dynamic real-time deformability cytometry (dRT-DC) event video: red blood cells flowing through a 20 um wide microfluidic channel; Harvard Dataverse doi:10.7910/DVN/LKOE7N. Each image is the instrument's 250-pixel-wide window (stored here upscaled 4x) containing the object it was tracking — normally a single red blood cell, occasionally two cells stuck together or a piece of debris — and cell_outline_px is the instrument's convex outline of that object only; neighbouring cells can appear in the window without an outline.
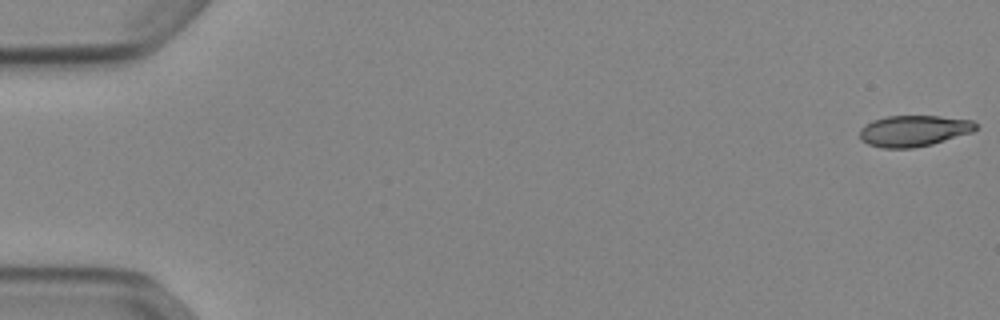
{"species": "Egyptian fruit bat (a non-hibernating species)", "species_latin": "Rousettus aegyptiacus", "temperature_condition": "cold", "stored_images_in_passage": 53, "camera_frame_rate_fps": 3000, "um_per_image_px": 0.085, "animal": {"sex": "female"}, "frame": {"image": 1, "passage_image": 1, "time_ms": 0.0, "image_size_px": [1000, 320], "cell_outline_px": [[976, 128], [972, 132], [932, 144], [912, 148], [880, 148], [868, 144], [860, 140], [860, 128], [864, 124], [872, 120], [888, 116], [940, 116], [972, 120], [976, 124]], "centroid_in_image_um": [77.62, 11.12], "position_along_channel_um": 7.4, "area_um2": 21.1}}
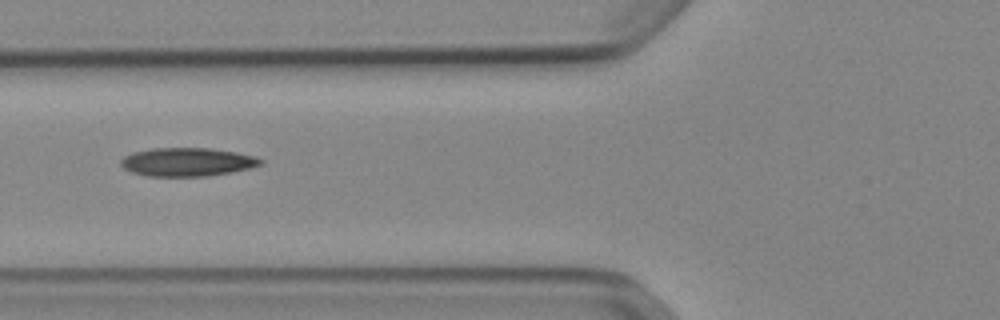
{"frame": {"image": 2, "passage_image": 21, "time_ms": 6.667, "image_size_px": [1000, 320], "cell_outline_px": [[264, 164], [248, 168], [208, 176], [148, 176], [132, 172], [124, 168], [120, 164], [120, 160], [124, 156], [132, 152], [152, 148], [212, 148], [236, 152], [256, 156], [264, 160]], "centroid_in_image_um": [15.92, 13.76], "position_along_channel_um": 109.9, "area_um2": 23.24}}
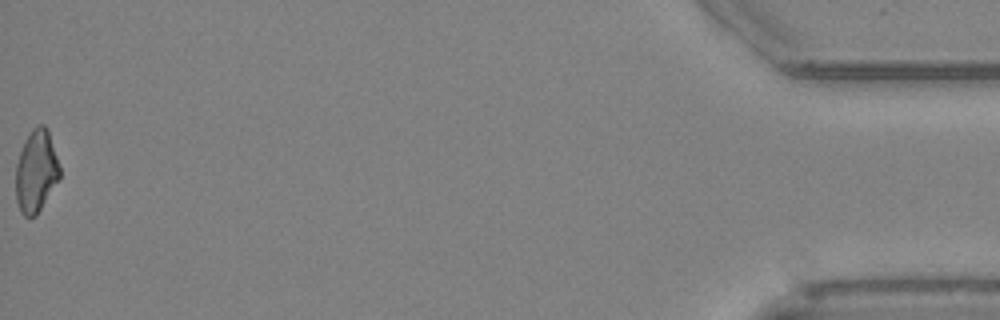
{"frame": {"image": 3, "passage_image": 53, "time_ms": 17.333, "image_size_px": [1000, 320], "cell_outline_px": [[60, 180], [36, 216], [24, 216], [20, 212], [16, 200], [16, 164], [20, 152], [32, 128], [36, 124], [44, 124], [48, 128], [60, 168]], "centroid_in_image_um": [3.09, 14.57], "position_along_channel_um": 432.1, "area_um2": 21.21}, "authors_computed_cell_mechanics": {"area_um2": 21.8484, "velocity_mm_per_s": 3.9025, "shape_relaxation_time_tau1_ms": 10.9734, "shape_relaxation_time_tau2_ms": 5.6147, "deformation_change_tau1": 0.2294, "deformation_change_tau2": 0.1327}}